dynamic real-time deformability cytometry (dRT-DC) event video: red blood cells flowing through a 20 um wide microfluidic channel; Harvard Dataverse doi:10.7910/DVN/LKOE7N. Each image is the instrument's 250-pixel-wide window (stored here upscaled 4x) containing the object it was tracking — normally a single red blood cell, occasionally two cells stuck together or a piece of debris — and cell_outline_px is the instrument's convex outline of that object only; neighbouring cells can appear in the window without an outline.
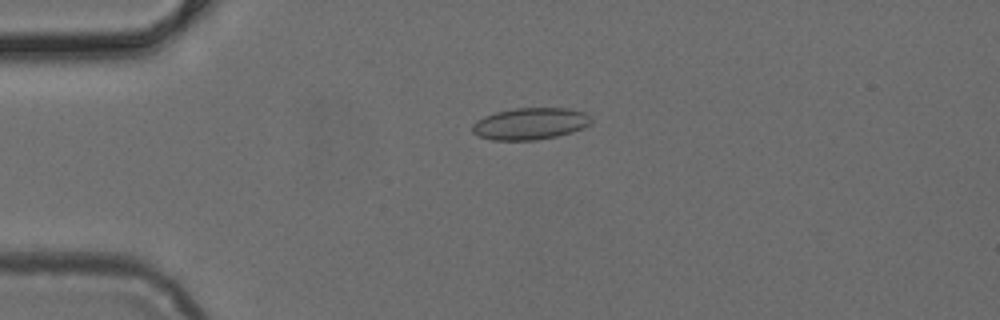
{"species": "common noctule bat (a hibernating species)", "species_latin": "Nyctalus noctula", "temperature_condition": "cold", "stored_images_in_passage": 6, "camera_frame_rate_fps": 3000, "um_per_image_px": 0.085, "animal": {"sex": "female", "body_mass_g": 24.6, "forearm_length_mm": 56.2}, "frame": {"image": 1, "passage_image": 3, "time_ms": 0.667, "image_size_px": [1000, 320], "cell_outline_px": [[592, 124], [584, 128], [572, 132], [556, 136], [536, 140], [492, 140], [480, 136], [472, 132], [472, 124], [476, 120], [484, 116], [496, 112], [516, 108], [568, 108], [584, 112], [592, 120]], "centroid_in_image_um": [45.07, 10.51], "position_along_channel_um": 39.9, "area_um2": 22.08}}
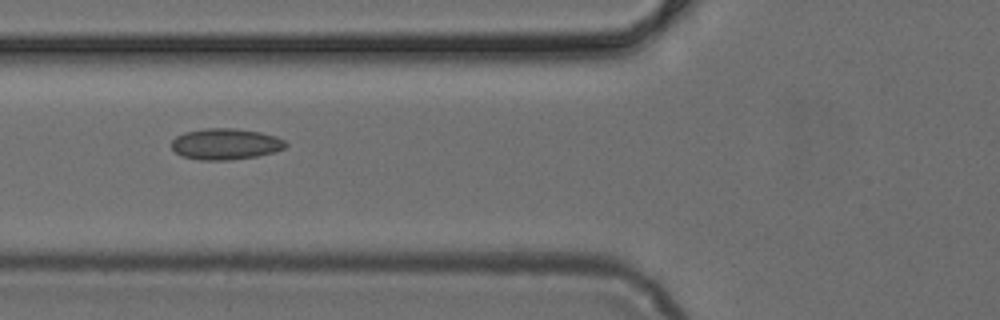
{"frame": {"image": 2, "passage_image": 5, "time_ms": 1.333, "image_size_px": [1000, 320], "cell_outline_px": [[288, 144], [284, 148], [276, 152], [256, 156], [228, 160], [200, 160], [180, 156], [172, 148], [172, 140], [176, 136], [184, 132], [204, 128], [232, 128], [260, 132], [276, 136], [284, 140]], "centroid_in_image_um": [19.16, 12.24], "position_along_channel_um": 106.6, "area_um2": 20.81}}
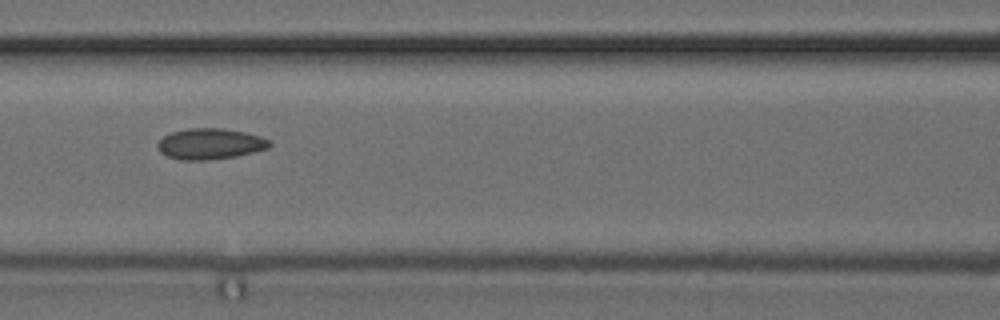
{"frame": {"image": 3, "passage_image": 6, "time_ms": 1.667, "image_size_px": [1000, 320], "cell_outline_px": [[272, 144], [268, 148], [236, 156], [208, 160], [180, 160], [168, 156], [160, 152], [156, 144], [164, 136], [172, 132], [188, 128], [224, 128], [244, 132], [260, 136], [272, 140]], "centroid_in_image_um": [17.87, 12.22], "position_along_channel_um": 148.7, "area_um2": 20.17}}